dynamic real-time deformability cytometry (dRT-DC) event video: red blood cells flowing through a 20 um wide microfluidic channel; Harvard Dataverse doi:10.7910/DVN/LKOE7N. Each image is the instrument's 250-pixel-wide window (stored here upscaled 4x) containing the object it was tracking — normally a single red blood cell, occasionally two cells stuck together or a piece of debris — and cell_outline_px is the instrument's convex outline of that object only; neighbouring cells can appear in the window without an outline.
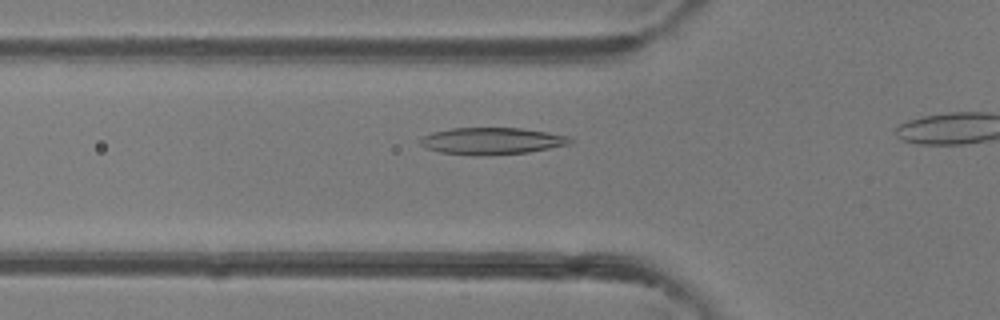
{"species": "common noctule bat (a hibernating species)", "species_latin": "Nyctalus noctula", "temperature_condition": "room temperature", "stored_images_in_passage": 7, "camera_frame_rate_fps": 3000, "um_per_image_px": 0.085, "animal": {"sex": "female"}, "frame": {"image": 1, "passage_image": 5, "time_ms": 1.333, "image_size_px": [1000, 320], "cell_outline_px": [[576, 140], [572, 144], [528, 152], [484, 156], [472, 156], [440, 152], [428, 148], [420, 144], [420, 140], [424, 136], [432, 132], [452, 128], [520, 128], [548, 132], [572, 136]], "centroid_in_image_um": [41.88, 11.99], "position_along_channel_um": 83.9, "area_um2": 23.76}}